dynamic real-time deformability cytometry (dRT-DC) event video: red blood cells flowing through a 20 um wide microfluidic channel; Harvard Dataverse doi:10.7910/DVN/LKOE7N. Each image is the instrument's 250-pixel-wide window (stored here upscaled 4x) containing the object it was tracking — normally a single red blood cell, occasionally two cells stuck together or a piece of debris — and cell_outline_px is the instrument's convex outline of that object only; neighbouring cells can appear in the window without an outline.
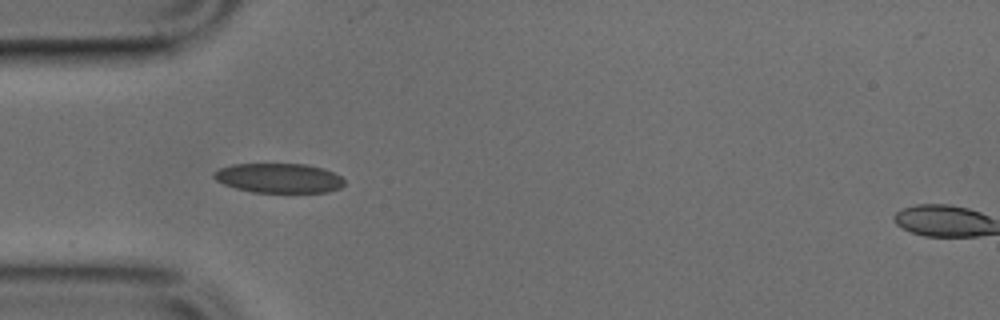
{"species": "common noctule bat (a hibernating species)", "species_latin": "Nyctalus noctula", "temperature_condition": "cold", "stored_images_in_passage": 8, "camera_frame_rate_fps": 3000, "um_per_image_px": 0.085, "animal": {"sex": "male", "body_mass_g": 17.9, "forearm_length_mm": 54.2}, "frame": {"image": 1, "passage_image": 1, "time_ms": 0.0, "image_size_px": [1000, 320], "cell_outline_px": [[344, 184], [340, 188], [328, 192], [252, 192], [236, 188], [224, 184], [216, 180], [212, 176], [212, 172], [220, 168], [232, 164], [304, 164], [324, 168], [340, 176], [344, 180]], "centroid_in_image_um": [23.69, 15.13], "position_along_channel_um": 61.3, "area_um2": 22.48}}